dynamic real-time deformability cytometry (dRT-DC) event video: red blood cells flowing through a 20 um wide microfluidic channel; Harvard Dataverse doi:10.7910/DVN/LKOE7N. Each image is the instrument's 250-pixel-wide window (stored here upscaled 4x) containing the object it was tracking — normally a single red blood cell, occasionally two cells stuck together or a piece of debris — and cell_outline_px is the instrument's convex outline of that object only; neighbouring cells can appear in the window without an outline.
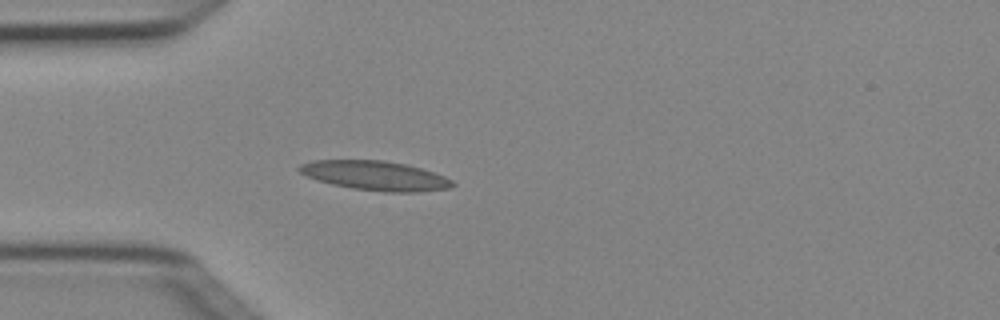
{"species": "Egyptian fruit bat (a non-hibernating species)", "species_latin": "Rousettus aegyptiacus", "temperature_condition": "cold", "stored_images_in_passage": 3, "camera_frame_rate_fps": 3000, "um_per_image_px": 0.085, "animal": {"sex": "female"}, "frame": {"image": 1, "passage_image": 3, "time_ms": 0.667, "image_size_px": [1000, 320], "cell_outline_px": [[456, 184], [452, 188], [420, 192], [384, 192], [352, 188], [332, 184], [316, 180], [300, 172], [296, 168], [300, 164], [312, 160], [384, 160], [404, 164], [420, 168], [444, 176], [452, 180]], "centroid_in_image_um": [31.9, 14.93], "position_along_channel_um": 53.1, "area_um2": 26.3}}